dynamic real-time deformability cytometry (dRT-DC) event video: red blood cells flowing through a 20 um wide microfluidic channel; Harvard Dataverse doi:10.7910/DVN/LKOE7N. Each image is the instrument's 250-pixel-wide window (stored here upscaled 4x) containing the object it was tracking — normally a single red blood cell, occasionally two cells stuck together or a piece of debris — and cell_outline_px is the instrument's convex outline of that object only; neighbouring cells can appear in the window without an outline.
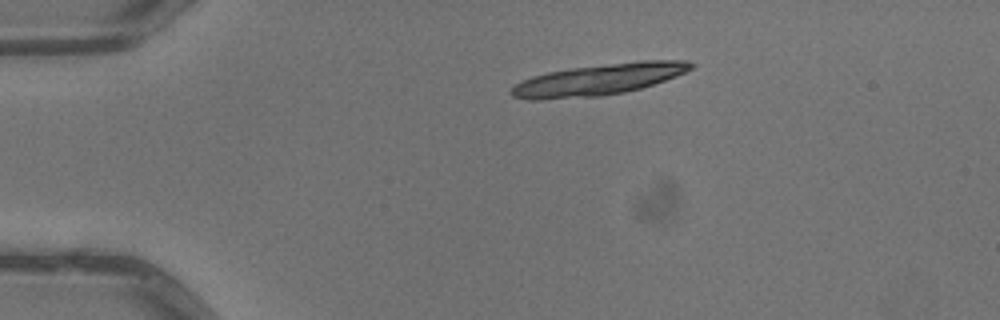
{"species": "common noctule bat (a hibernating species)", "species_latin": "Nyctalus noctula", "temperature_condition": "warm", "stored_images_in_passage": 3, "camera_frame_rate_fps": 3000, "um_per_image_px": 0.085, "animal": {"sex": "male", "body_mass_g": 13.3}, "frame": {"image": 1, "passage_image": 3, "time_ms": 0.667, "image_size_px": [1000, 320], "cell_outline_px": [[696, 64], [692, 68], [676, 76], [640, 88], [624, 92], [600, 96], [540, 100], [528, 100], [512, 96], [508, 92], [520, 80], [532, 76], [548, 72], [572, 68], [640, 60], [688, 60]], "centroid_in_image_um": [50.85, 6.76], "position_along_channel_um": 34.2, "area_um2": 32.71}}